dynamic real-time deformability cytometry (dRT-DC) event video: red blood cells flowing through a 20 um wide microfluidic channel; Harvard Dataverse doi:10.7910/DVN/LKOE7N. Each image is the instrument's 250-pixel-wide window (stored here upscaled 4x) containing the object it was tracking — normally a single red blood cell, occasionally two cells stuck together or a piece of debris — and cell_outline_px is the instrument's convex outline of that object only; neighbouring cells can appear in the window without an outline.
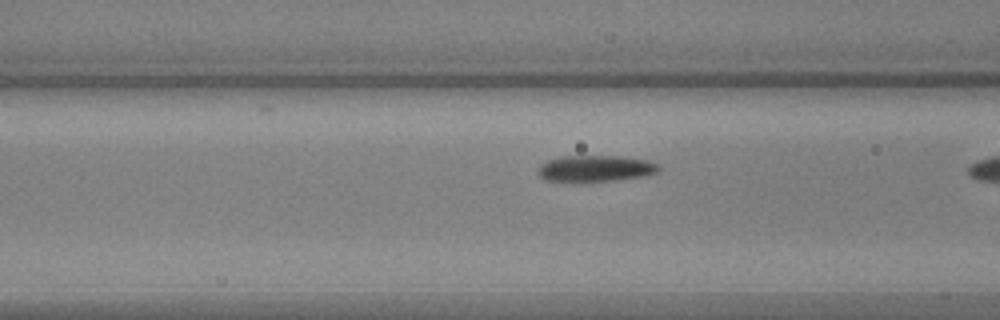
{"species": "common noctule bat (a hibernating species)", "species_latin": "Nyctalus noctula", "temperature_condition": "warm", "stored_images_in_passage": 39, "camera_frame_rate_fps": 3000, "um_per_image_px": 0.085, "animal": {"sex": "male", "body_mass_g": 17.9, "forearm_length_mm": 54.2}, "frame": {"image": 1, "passage_image": 18, "time_ms": 5.667, "image_size_px": [1000, 320], "cell_outline_px": [[660, 168], [656, 172], [644, 176], [616, 180], [544, 180], [536, 172], [540, 164], [548, 160], [564, 156], [620, 156], [644, 160], [656, 164]], "centroid_in_image_um": [50.58, 14.3], "position_along_channel_um": 116.0, "area_um2": 17.98}}
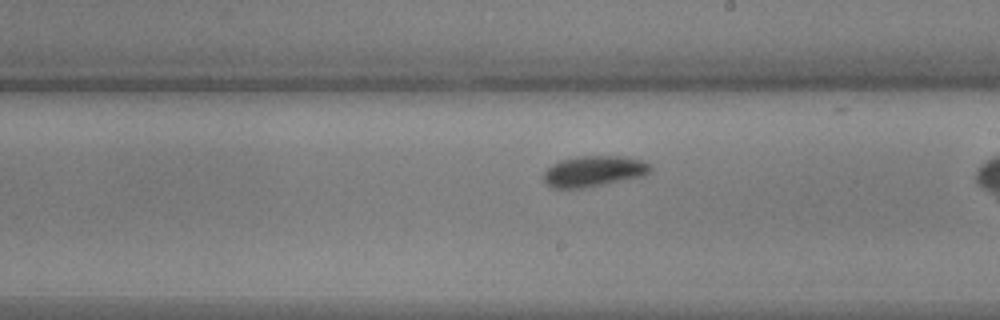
{"frame": {"image": 2, "passage_image": 28, "time_ms": 9.0, "image_size_px": [1000, 320], "cell_outline_px": [[652, 168], [644, 176], [604, 184], [580, 188], [552, 188], [544, 180], [544, 172], [552, 164], [560, 160], [576, 156], [628, 156], [644, 160]], "centroid_in_image_um": [50.49, 14.54], "position_along_channel_um": 238.5, "area_um2": 19.19}}
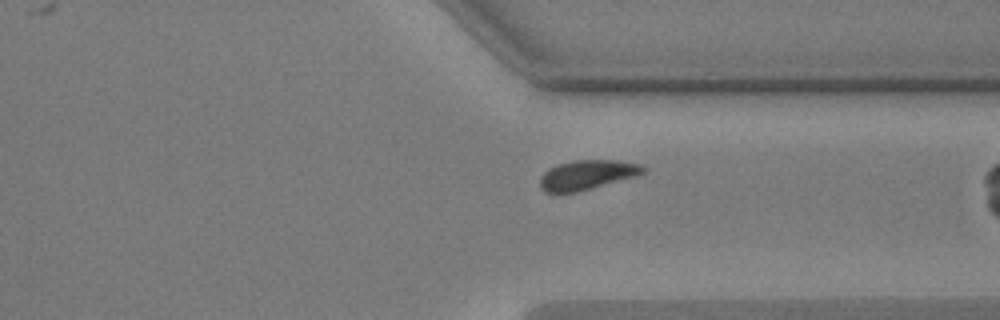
{"frame": {"image": 3, "passage_image": 38, "time_ms": 12.333, "image_size_px": [1000, 320], "cell_outline_px": [[644, 172], [636, 176], [576, 192], [544, 192], [540, 188], [540, 176], [548, 168], [556, 164], [572, 160], [620, 160], [640, 164], [644, 168]], "centroid_in_image_um": [49.86, 14.85], "position_along_channel_um": 361.5, "area_um2": 17.74}}